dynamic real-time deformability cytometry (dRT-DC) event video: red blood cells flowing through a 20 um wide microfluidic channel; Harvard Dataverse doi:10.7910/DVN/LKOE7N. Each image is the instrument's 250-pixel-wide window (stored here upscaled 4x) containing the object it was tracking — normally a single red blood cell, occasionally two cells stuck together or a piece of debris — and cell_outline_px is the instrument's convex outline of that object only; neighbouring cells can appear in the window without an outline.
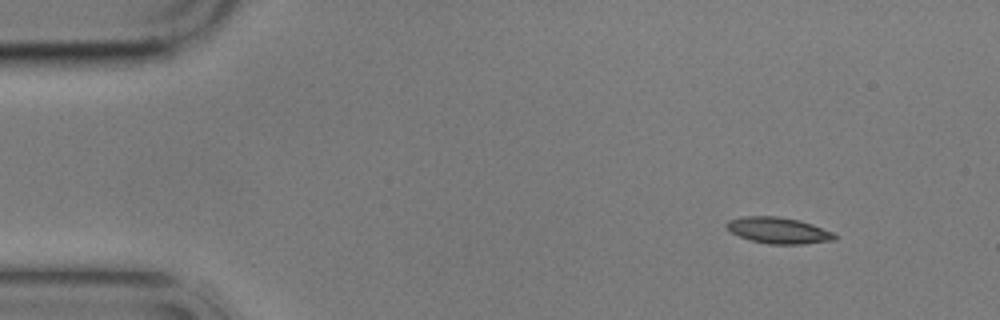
{"species": "common noctule bat (a hibernating species)", "species_latin": "Nyctalus noctula", "temperature_condition": "cold", "stored_images_in_passage": 4, "camera_frame_rate_fps": 3000, "um_per_image_px": 0.085, "animal": {"sex": "male", "body_mass_g": 17.9}, "frame": {"image": 1, "passage_image": 1, "time_ms": 0.0, "image_size_px": [1000, 320], "cell_outline_px": [[836, 240], [804, 244], [768, 244], [752, 240], [740, 236], [732, 232], [724, 224], [728, 220], [744, 216], [780, 216], [800, 220], [812, 224], [832, 232], [836, 236]], "centroid_in_image_um": [66.18, 19.58], "position_along_channel_um": 18.8, "area_um2": 16.47}}